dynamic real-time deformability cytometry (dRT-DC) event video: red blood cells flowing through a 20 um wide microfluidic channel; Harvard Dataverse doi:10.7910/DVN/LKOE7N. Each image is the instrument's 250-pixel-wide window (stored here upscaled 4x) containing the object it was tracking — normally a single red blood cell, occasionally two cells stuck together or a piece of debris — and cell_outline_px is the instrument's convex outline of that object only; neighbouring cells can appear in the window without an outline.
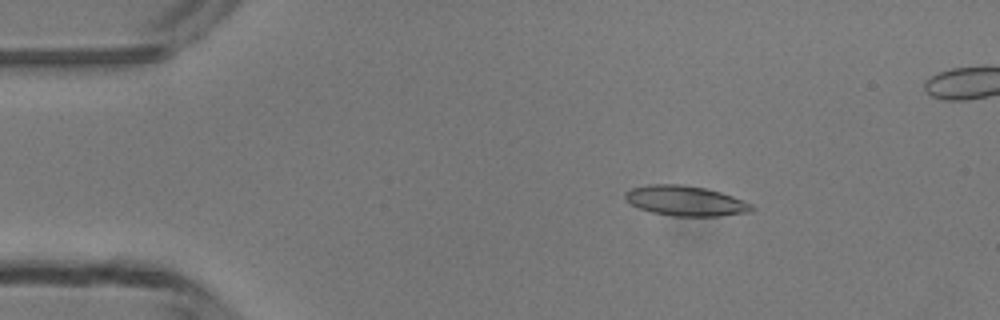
{"species": "common noctule bat (a hibernating species)", "species_latin": "Nyctalus noctula", "temperature_condition": "room temperature", "stored_images_in_passage": 5, "camera_frame_rate_fps": 3000, "um_per_image_px": 0.085, "animal": {"sex": "male", "body_mass_g": 13.3}, "frame": {"image": 1, "passage_image": 3, "time_ms": 2.333, "image_size_px": [1000, 320], "cell_outline_px": [[756, 208], [752, 212], [716, 216], [672, 216], [652, 212], [640, 208], [632, 204], [624, 196], [624, 192], [632, 188], [648, 184], [680, 184], [704, 188], [720, 192], [732, 196], [752, 204]], "centroid_in_image_um": [58.29, 17.07], "position_along_channel_um": 26.7, "area_um2": 22.08}}